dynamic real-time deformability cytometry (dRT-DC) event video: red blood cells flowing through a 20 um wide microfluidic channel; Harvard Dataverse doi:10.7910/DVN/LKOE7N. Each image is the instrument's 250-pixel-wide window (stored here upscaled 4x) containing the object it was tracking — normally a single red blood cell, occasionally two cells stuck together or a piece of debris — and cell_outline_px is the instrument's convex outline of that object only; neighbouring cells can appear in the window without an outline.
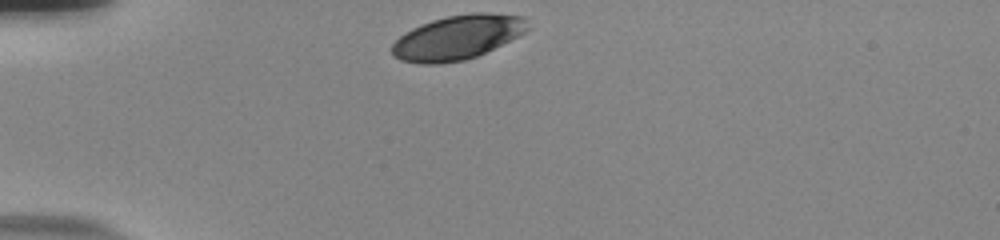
{"species": "human", "species_latin": "Homo sapiens", "temperature_condition": "room temperature", "stored_images_in_passage": 32, "camera_frame_rate_fps": 3000, "um_per_image_px": 0.085, "donor": {"sex": "male"}, "frame": {"image": 1, "passage_image": 1, "time_ms": 0.0, "image_size_px": [1000, 240], "cell_outline_px": [[528, 28], [524, 32], [476, 56], [464, 60], [440, 64], [420, 64], [400, 60], [392, 52], [392, 44], [404, 32], [420, 24], [432, 20], [448, 16], [472, 12], [484, 12], [524, 16]], "centroid_in_image_um": [38.84, 3.17], "position_along_channel_um": 46.2, "area_um2": 34.68}}
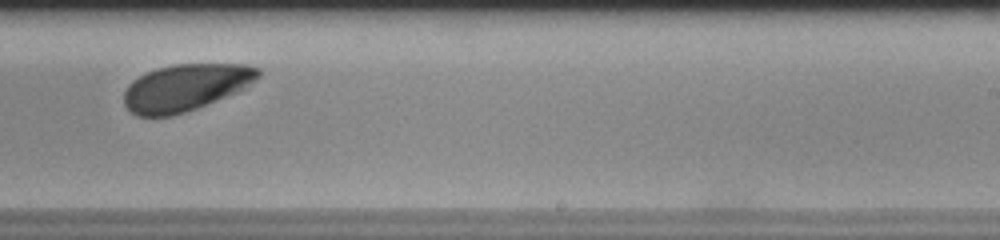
{"frame": {"image": 2, "passage_image": 22, "time_ms": 7.0, "image_size_px": [1000, 240], "cell_outline_px": [[260, 76], [244, 88], [236, 92], [196, 108], [172, 116], [136, 116], [124, 104], [124, 92], [128, 84], [132, 80], [156, 68], [172, 64], [248, 64], [260, 68]], "centroid_in_image_um": [15.76, 7.42], "position_along_channel_um": 273.2, "area_um2": 36.47}}
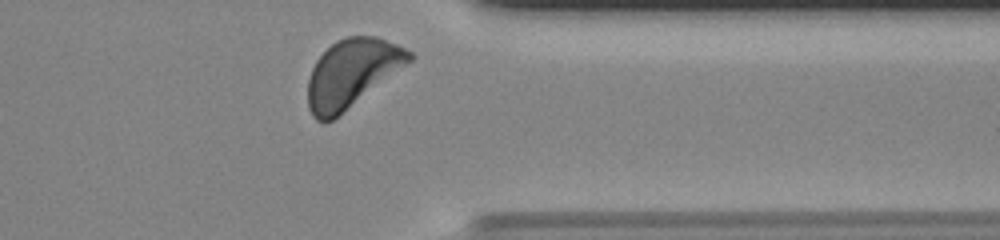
{"frame": {"image": 3, "passage_image": 31, "time_ms": 10.0, "image_size_px": [1000, 240], "cell_outline_px": [[412, 60], [332, 120], [324, 124], [316, 120], [312, 116], [308, 108], [308, 80], [312, 68], [316, 60], [336, 40], [348, 36], [376, 36], [396, 44], [412, 52]], "centroid_in_image_um": [29.86, 6.23], "position_along_channel_um": 381.5, "area_um2": 39.65}, "authors_computed_cell_mechanics": {"area_um2": 37.3388, "velocity_mm_per_s": 3.7187, "shape_relaxation_time_tau1_ms": 1.3761, "shape_relaxation_time_tau2_ms": null, "deformation_change_tau1": 0.0859, "deformation_change_tau2": null}}